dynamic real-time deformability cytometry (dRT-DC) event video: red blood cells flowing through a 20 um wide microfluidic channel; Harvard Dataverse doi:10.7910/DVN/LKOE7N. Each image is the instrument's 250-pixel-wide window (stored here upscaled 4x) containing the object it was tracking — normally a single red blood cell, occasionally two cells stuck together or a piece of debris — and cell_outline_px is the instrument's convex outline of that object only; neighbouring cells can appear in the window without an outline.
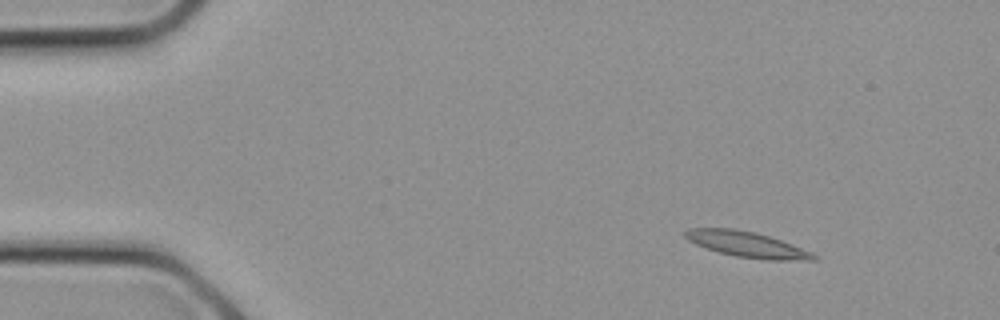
{"species": "common noctule bat (a hibernating species)", "species_latin": "Nyctalus noctula", "temperature_condition": "cold", "stored_images_in_passage": 7, "camera_frame_rate_fps": 3000, "um_per_image_px": 0.085, "animal": {"sex": "female", "body_mass_g": 21.9}, "frame": {"image": 1, "passage_image": 1, "time_ms": 0.0, "image_size_px": [1000, 320], "cell_outline_px": [[820, 260], [764, 260], [736, 256], [720, 252], [696, 244], [688, 240], [684, 236], [684, 232], [688, 228], [736, 228], [756, 232], [792, 244], [812, 252], [820, 256]], "centroid_in_image_um": [63.54, 20.78], "position_along_channel_um": 21.5, "area_um2": 19.25}}
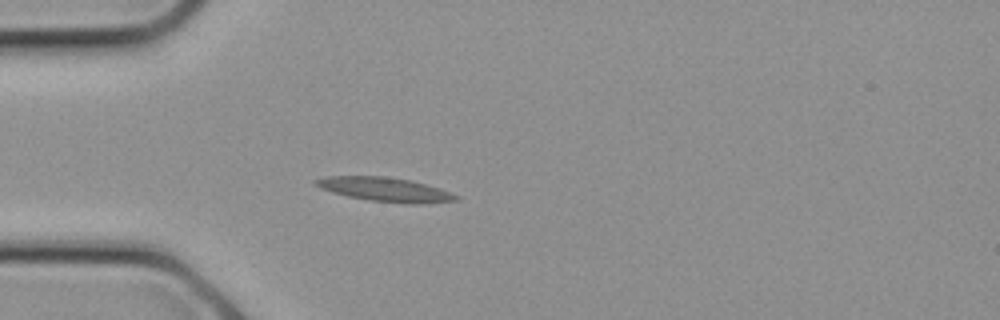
{"frame": {"image": 2, "passage_image": 5, "time_ms": 1.333, "image_size_px": [1000, 320], "cell_outline_px": [[460, 200], [420, 204], [408, 204], [368, 200], [348, 196], [332, 192], [320, 188], [312, 184], [312, 180], [324, 176], [384, 176], [408, 180], [440, 188], [460, 196]], "centroid_in_image_um": [32.7, 16.11], "position_along_channel_um": 52.3, "area_um2": 19.83}}
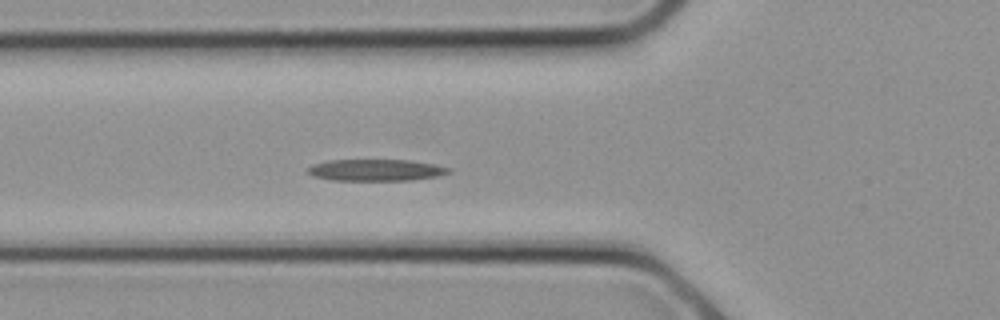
{"frame": {"image": 3, "passage_image": 7, "time_ms": 2.0, "image_size_px": [1000, 320], "cell_outline_px": [[452, 172], [436, 176], [412, 180], [332, 180], [312, 176], [308, 172], [308, 168], [312, 164], [328, 160], [408, 160], [436, 164], [452, 168]], "centroid_in_image_um": [31.97, 14.45], "position_along_channel_um": 93.8, "area_um2": 17.8}}